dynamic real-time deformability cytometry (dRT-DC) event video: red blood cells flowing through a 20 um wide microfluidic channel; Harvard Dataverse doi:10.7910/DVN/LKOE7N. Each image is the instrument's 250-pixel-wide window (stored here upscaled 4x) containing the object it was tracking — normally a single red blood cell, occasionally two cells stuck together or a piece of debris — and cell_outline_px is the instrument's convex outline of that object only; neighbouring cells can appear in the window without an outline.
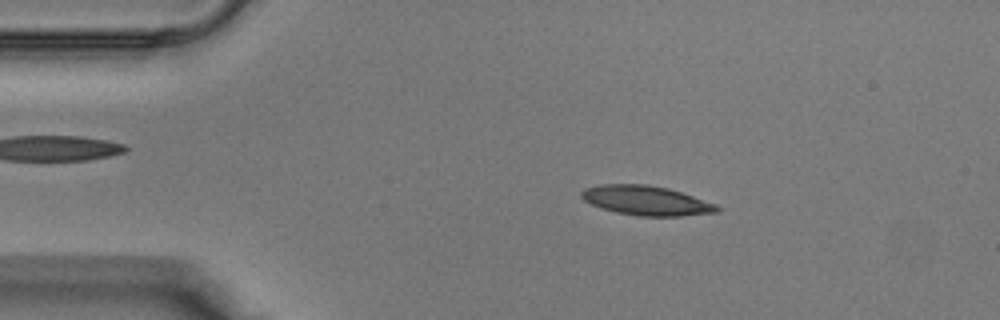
{"species": "Egyptian fruit bat (a non-hibernating species)", "species_latin": "Rousettus aegyptiacus", "temperature_condition": "warm", "stored_images_in_passage": 38, "camera_frame_rate_fps": 3000, "um_per_image_px": 0.085, "animal": {"sex": "male"}, "frame": {"image": 1, "passage_image": 6, "time_ms": 1.667, "image_size_px": [1000, 320], "cell_outline_px": [[720, 208], [716, 212], [680, 216], [640, 216], [616, 212], [600, 208], [584, 200], [580, 196], [580, 192], [584, 188], [600, 184], [648, 184], [668, 188], [716, 204]], "centroid_in_image_um": [54.88, 17.04], "position_along_channel_um": 30.1, "area_um2": 23.24}}
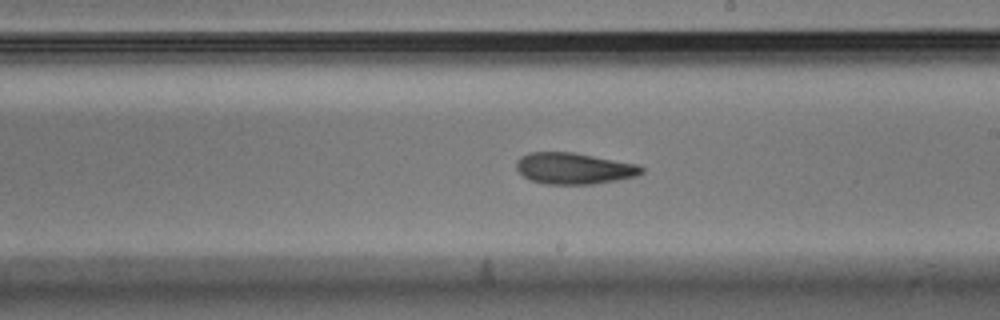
{"frame": {"image": 2, "passage_image": 21, "time_ms": 6.667, "image_size_px": [1000, 320], "cell_outline_px": [[644, 172], [636, 176], [616, 180], [592, 184], [544, 184], [532, 180], [524, 176], [516, 168], [516, 160], [520, 156], [528, 152], [572, 152], [636, 164], [644, 168]], "centroid_in_image_um": [48.76, 14.31], "position_along_channel_um": 240.2, "area_um2": 22.72}}
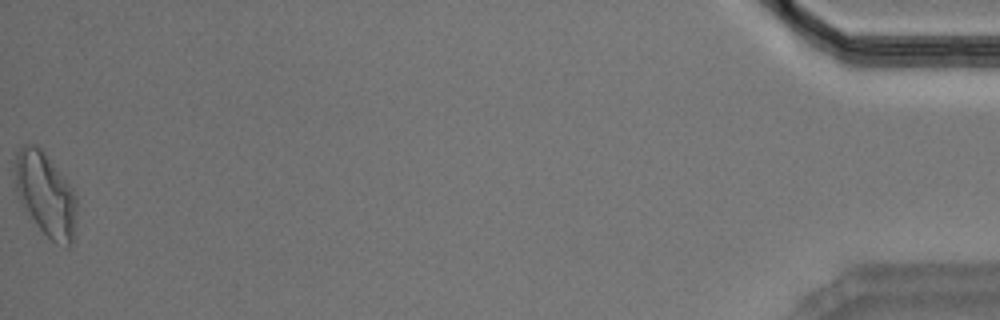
{"frame": {"image": 3, "passage_image": 38, "time_ms": 12.333, "image_size_px": [1000, 320], "cell_outline_px": [[76, 212], [72, 240], [68, 248], [52, 240], [24, 212], [16, 188], [16, 152], [24, 144], [32, 144], [40, 148], [44, 152], [72, 188], [76, 196]], "centroid_in_image_um": [3.87, 16.52], "position_along_channel_um": 431.3, "area_um2": 29.48}}